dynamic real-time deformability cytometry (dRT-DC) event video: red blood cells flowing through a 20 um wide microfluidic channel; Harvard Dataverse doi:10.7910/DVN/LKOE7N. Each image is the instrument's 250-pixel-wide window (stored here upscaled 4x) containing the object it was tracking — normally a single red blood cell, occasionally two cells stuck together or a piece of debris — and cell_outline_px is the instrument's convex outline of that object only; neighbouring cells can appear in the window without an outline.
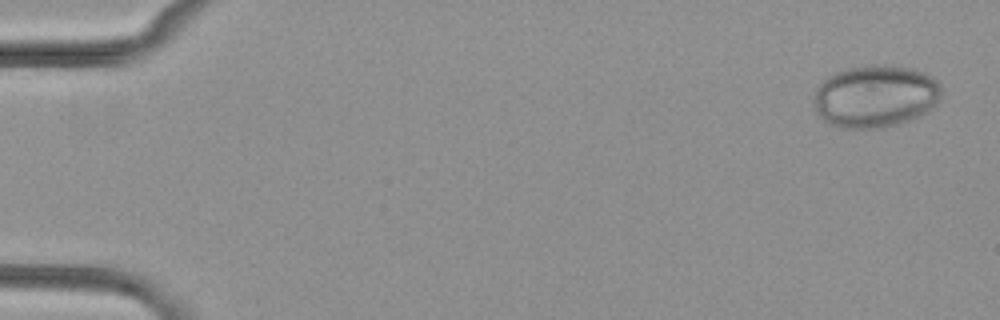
{"species": "common noctule bat (a hibernating species)", "species_latin": "Nyctalus noctula", "temperature_condition": "cold", "stored_images_in_passage": 4, "camera_frame_rate_fps": 3000, "um_per_image_px": 0.085, "animal": {"sex": "female", "body_mass_g": 29.2, "forearm_length_mm": 56.3}, "frame": {"image": 1, "passage_image": 1, "time_ms": 0.0, "image_size_px": [1000, 320], "cell_outline_px": [[940, 100], [928, 112], [900, 124], [884, 128], [840, 128], [828, 124], [816, 112], [816, 88], [828, 76], [836, 72], [848, 68], [872, 64], [884, 64], [912, 68], [924, 72], [932, 76], [940, 84]], "centroid_in_image_um": [74.44, 8.18], "position_along_channel_um": 10.6, "area_um2": 46.7}}